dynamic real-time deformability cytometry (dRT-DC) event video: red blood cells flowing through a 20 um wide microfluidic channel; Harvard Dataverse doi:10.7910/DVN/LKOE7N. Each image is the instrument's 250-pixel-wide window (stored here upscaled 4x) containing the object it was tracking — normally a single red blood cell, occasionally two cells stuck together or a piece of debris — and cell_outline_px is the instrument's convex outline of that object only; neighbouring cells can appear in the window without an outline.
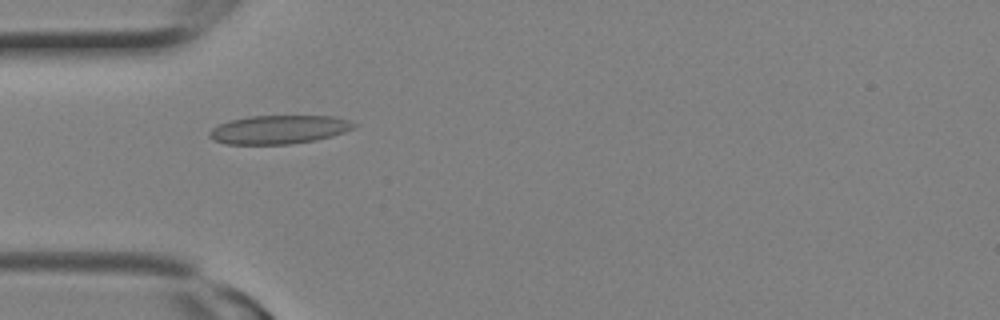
{"species": "Egyptian fruit bat (a non-hibernating species)", "species_latin": "Rousettus aegyptiacus", "temperature_condition": "room temperature", "stored_images_in_passage": 23, "camera_frame_rate_fps": 3000, "um_per_image_px": 0.085, "animal": {"sex": "female"}, "frame": {"image": 1, "passage_image": 6, "time_ms": 1.667, "image_size_px": [1000, 320], "cell_outline_px": [[356, 124], [352, 128], [344, 132], [332, 136], [316, 140], [292, 144], [228, 144], [212, 140], [208, 136], [208, 132], [212, 128], [228, 120], [252, 116], [332, 116], [348, 120]], "centroid_in_image_um": [23.67, 11.02], "position_along_channel_um": 61.3, "area_um2": 24.04}}
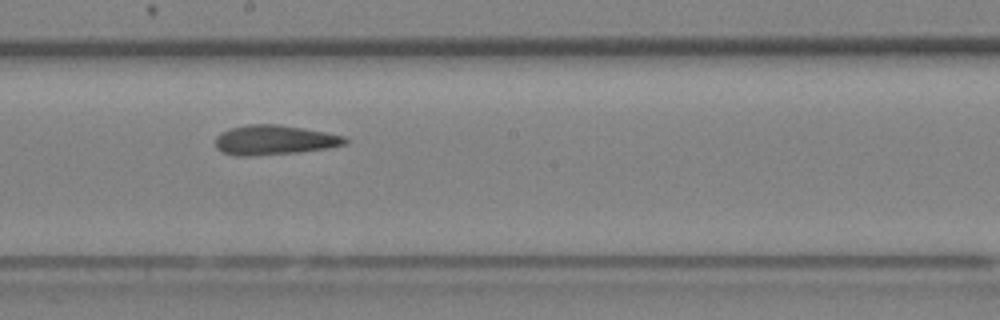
{"frame": {"image": 2, "passage_image": 12, "time_ms": 3.667, "image_size_px": [1000, 320], "cell_outline_px": [[352, 140], [348, 144], [328, 148], [300, 152], [252, 156], [236, 156], [220, 152], [216, 148], [216, 136], [232, 128], [248, 124], [280, 124], [304, 128], [344, 136]], "centroid_in_image_um": [23.36, 11.91], "position_along_channel_um": 224.8, "area_um2": 22.66}}
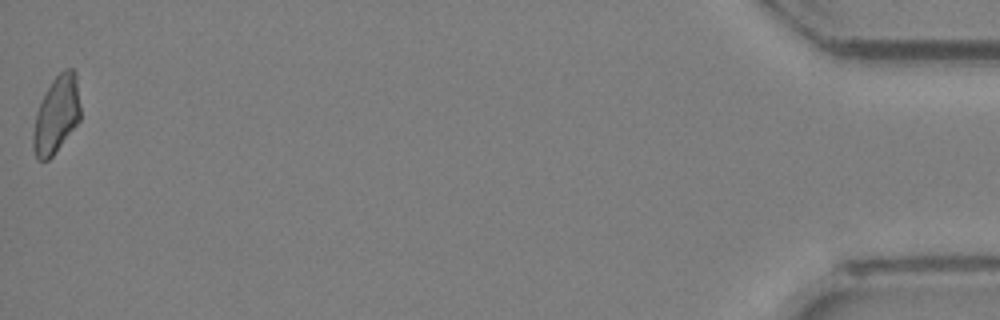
{"frame": {"image": 3, "passage_image": 23, "time_ms": 7.333, "image_size_px": [1000, 320], "cell_outline_px": [[80, 120], [52, 156], [48, 160], [36, 160], [32, 148], [32, 136], [36, 112], [52, 80], [64, 68], [72, 68], [76, 72], [80, 108]], "centroid_in_image_um": [4.79, 9.76], "position_along_channel_um": 430.4, "area_um2": 21.15}}